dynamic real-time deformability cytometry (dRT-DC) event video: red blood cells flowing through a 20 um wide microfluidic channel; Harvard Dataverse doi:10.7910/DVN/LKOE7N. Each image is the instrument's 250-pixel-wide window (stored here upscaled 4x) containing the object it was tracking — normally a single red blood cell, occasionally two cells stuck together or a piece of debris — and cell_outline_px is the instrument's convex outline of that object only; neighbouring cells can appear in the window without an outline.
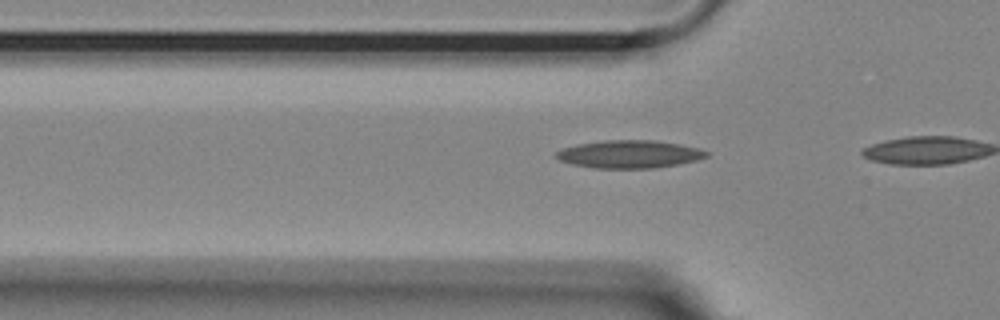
{"species": "Egyptian fruit bat (a non-hibernating species)", "species_latin": "Rousettus aegyptiacus", "temperature_condition": "room temperature", "stored_images_in_passage": 4, "camera_frame_rate_fps": 3000, "um_per_image_px": 0.085, "animal": {"sex": "female"}, "frame": {"image": 1, "passage_image": 2, "time_ms": 0.333, "image_size_px": [1000, 320], "cell_outline_px": [[708, 156], [696, 160], [676, 164], [652, 168], [592, 168], [572, 164], [560, 160], [556, 156], [556, 152], [564, 148], [576, 144], [604, 140], [656, 140], [680, 144], [696, 148], [708, 152]], "centroid_in_image_um": [53.47, 13.1], "position_along_channel_um": 72.3, "area_um2": 24.16}}